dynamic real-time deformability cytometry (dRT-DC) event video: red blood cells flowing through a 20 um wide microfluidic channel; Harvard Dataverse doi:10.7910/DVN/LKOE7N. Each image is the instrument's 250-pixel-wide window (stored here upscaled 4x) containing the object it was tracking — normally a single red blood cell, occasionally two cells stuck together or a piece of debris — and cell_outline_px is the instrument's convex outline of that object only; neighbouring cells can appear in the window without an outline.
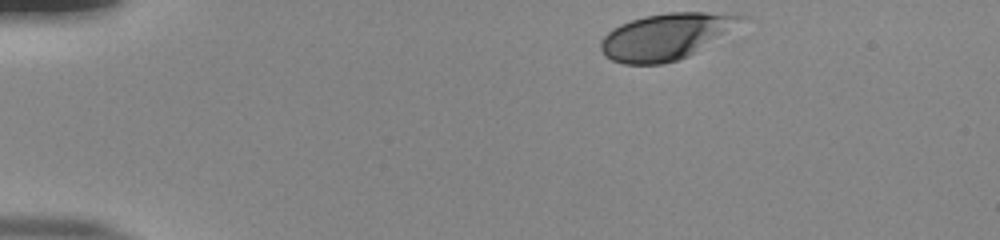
{"species": "human", "species_latin": "Homo sapiens", "temperature_condition": "room temperature", "stored_images_in_passage": 38, "camera_frame_rate_fps": 3000, "um_per_image_px": 0.085, "donor": {"sex": "male"}, "frame": {"image": 1, "passage_image": 1, "time_ms": 0.0, "image_size_px": [1000, 240], "cell_outline_px": [[748, 16], [688, 56], [676, 60], [660, 64], [624, 64], [612, 60], [604, 56], [600, 48], [600, 40], [608, 32], [620, 24], [644, 16], [668, 12], [704, 12]], "centroid_in_image_um": [56.47, 3.1], "position_along_channel_um": 28.5, "area_um2": 36.7}}
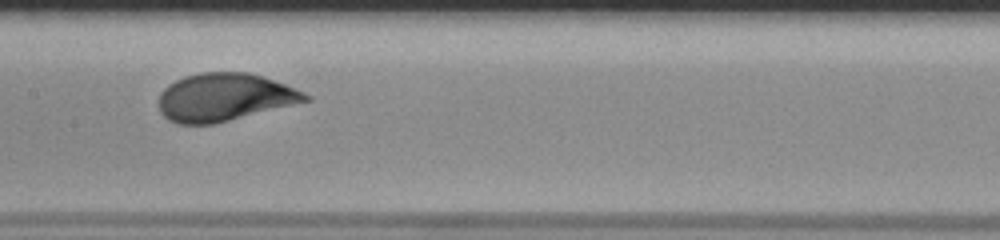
{"frame": {"image": 2, "passage_image": 20, "time_ms": 6.333, "image_size_px": [1000, 240], "cell_outline_px": [[312, 100], [212, 124], [180, 124], [168, 120], [160, 112], [160, 92], [168, 84], [184, 76], [200, 72], [248, 72], [264, 76], [304, 92], [312, 96]], "centroid_in_image_um": [19.08, 8.25], "position_along_channel_um": 188.3, "area_um2": 40.75}}
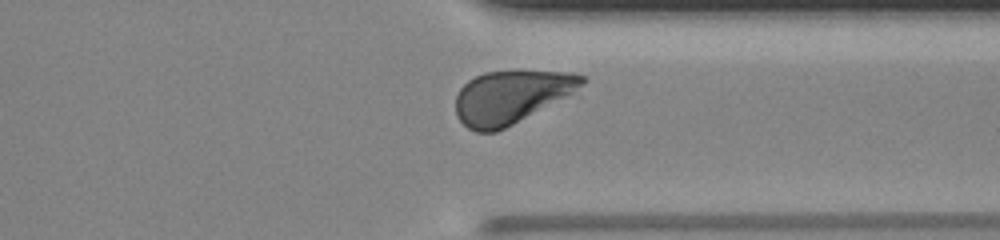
{"frame": {"image": 3, "passage_image": 34, "time_ms": 11.0, "image_size_px": [1000, 240], "cell_outline_px": [[584, 84], [572, 92], [512, 124], [496, 132], [476, 132], [468, 128], [456, 116], [456, 96], [460, 88], [468, 80], [484, 72], [572, 72], [584, 76]], "centroid_in_image_um": [43.37, 8.24], "position_along_channel_um": 368.0, "area_um2": 37.92}, "authors_computed_cell_mechanics": {"area_um2": 40.4311, "velocity_mm_per_s": 3.842, "shape_relaxation_time_tau1_ms": 2.1201, "shape_relaxation_time_tau2_ms": null, "deformation_change_tau1": 0.1396, "deformation_change_tau2": null}}